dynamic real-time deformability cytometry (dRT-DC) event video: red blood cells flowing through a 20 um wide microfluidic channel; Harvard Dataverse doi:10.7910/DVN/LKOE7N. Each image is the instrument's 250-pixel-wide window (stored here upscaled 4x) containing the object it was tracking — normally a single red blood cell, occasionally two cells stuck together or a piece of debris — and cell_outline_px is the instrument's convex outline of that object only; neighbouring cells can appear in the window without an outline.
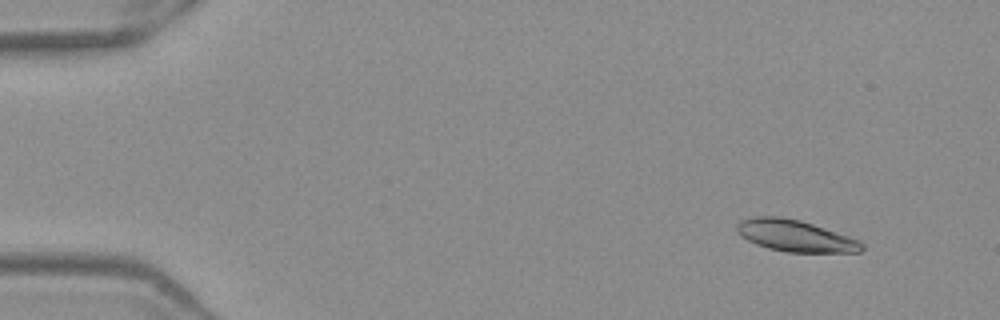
{"species": "Egyptian fruit bat (a non-hibernating species)", "species_latin": "Rousettus aegyptiacus", "temperature_condition": "warm", "stored_images_in_passage": 15, "camera_frame_rate_fps": 3000, "um_per_image_px": 0.085, "frame": {"image": 1, "passage_image": 3, "time_ms": 0.667, "image_size_px": [1000, 320], "cell_outline_px": [[864, 248], [860, 252], [784, 252], [768, 248], [756, 244], [740, 236], [736, 232], [736, 224], [740, 220], [748, 216], [780, 216], [800, 220], [860, 240], [864, 244]], "centroid_in_image_um": [67.54, 20.03], "position_along_channel_um": 17.5, "area_um2": 23.18}}
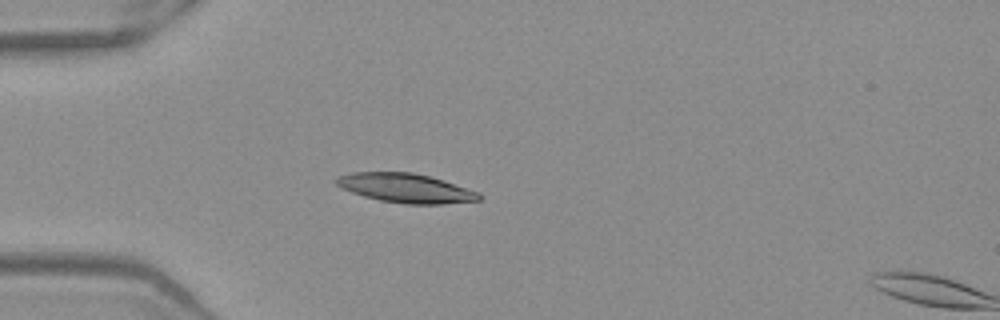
{"frame": {"image": 2, "passage_image": 13, "time_ms": 4.0, "image_size_px": [1000, 320], "cell_outline_px": [[480, 200], [444, 204], [404, 204], [380, 200], [364, 196], [352, 192], [336, 184], [336, 176], [352, 172], [412, 172], [444, 180], [480, 192]], "centroid_in_image_um": [34.51, 15.98], "position_along_channel_um": 50.5, "area_um2": 24.22}}